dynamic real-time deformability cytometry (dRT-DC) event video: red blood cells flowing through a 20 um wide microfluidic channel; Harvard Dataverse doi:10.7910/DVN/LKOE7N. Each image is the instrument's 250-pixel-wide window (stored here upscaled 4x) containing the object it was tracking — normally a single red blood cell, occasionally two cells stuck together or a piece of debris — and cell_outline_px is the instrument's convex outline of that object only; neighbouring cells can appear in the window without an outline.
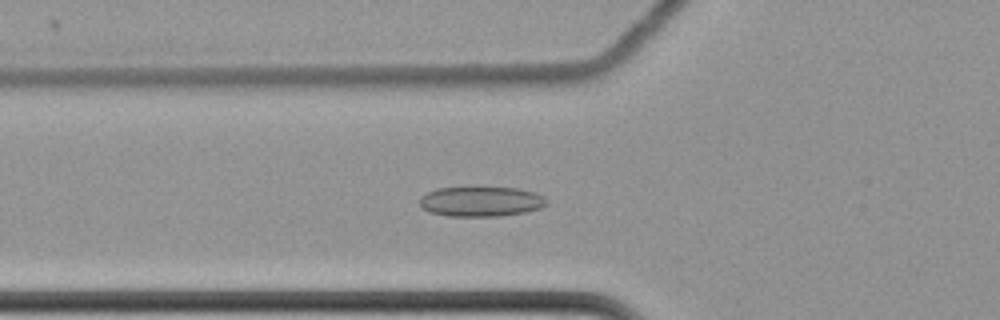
{"species": "common noctule bat (a hibernating species)", "species_latin": "Nyctalus noctula", "temperature_condition": "cold", "stored_images_in_passage": 56, "camera_frame_rate_fps": 3000, "um_per_image_px": 0.085, "animal": {"sex": "female", "body_mass_g": 22.7, "forearm_length_mm": 54.2}, "frame": {"image": 1, "passage_image": 18, "time_ms": 5.667, "image_size_px": [1000, 320], "cell_outline_px": [[548, 204], [540, 208], [524, 212], [500, 216], [448, 216], [428, 212], [420, 204], [420, 196], [436, 188], [520, 188], [544, 196], [548, 200]], "centroid_in_image_um": [40.89, 17.13], "position_along_channel_um": 84.9, "area_um2": 22.08}}
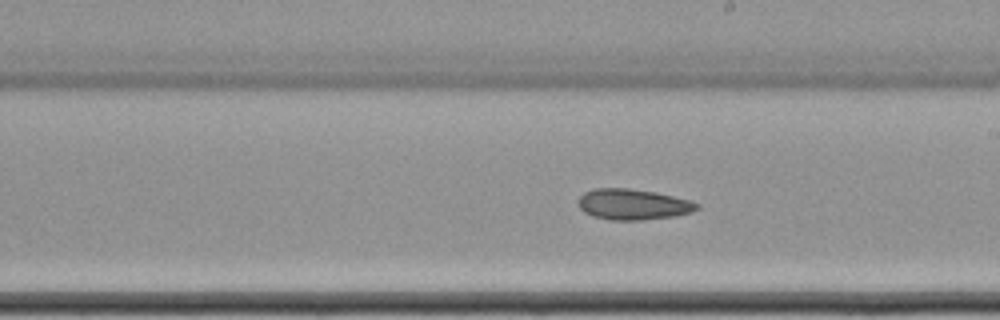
{"frame": {"image": 2, "passage_image": 31, "time_ms": 10.0, "image_size_px": [1000, 320], "cell_outline_px": [[700, 208], [692, 212], [676, 216], [640, 220], [612, 220], [592, 216], [584, 212], [580, 208], [580, 196], [584, 192], [596, 188], [628, 188], [656, 192], [692, 200], [700, 204]], "centroid_in_image_um": [53.86, 17.37], "position_along_channel_um": 235.1, "area_um2": 21.39}}
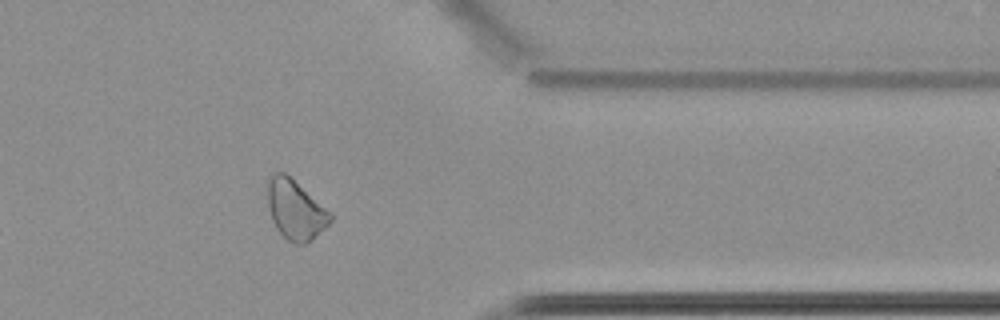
{"frame": {"image": 3, "passage_image": 45, "time_ms": 14.667, "image_size_px": [1000, 320], "cell_outline_px": [[332, 220], [312, 240], [304, 244], [296, 244], [288, 240], [276, 228], [272, 220], [268, 208], [268, 180], [276, 172], [284, 172], [332, 212]], "centroid_in_image_um": [25.12, 17.84], "position_along_channel_um": 386.3, "area_um2": 21.56}, "authors_computed_cell_mechanics": {"area_um2": 22.1952, "velocity_mm_per_s": 3.4732, "shape_relaxation_time_tau1_ms": 11.1556, "shape_relaxation_time_tau2_ms": null, "deformation_change_tau1": 0.0957, "deformation_change_tau2": null}}